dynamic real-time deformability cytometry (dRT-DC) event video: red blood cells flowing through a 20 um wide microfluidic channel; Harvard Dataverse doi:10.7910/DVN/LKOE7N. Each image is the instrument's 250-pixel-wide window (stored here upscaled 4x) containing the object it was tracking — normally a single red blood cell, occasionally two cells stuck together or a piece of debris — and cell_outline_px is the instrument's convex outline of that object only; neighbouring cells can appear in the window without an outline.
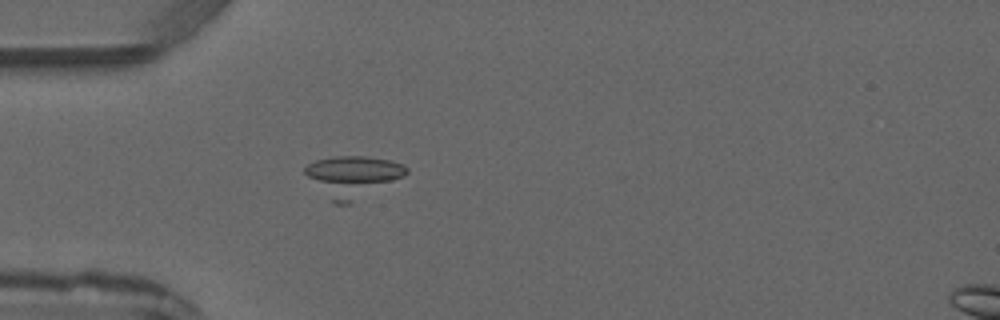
{"species": "common noctule bat (a hibernating species)", "species_latin": "Nyctalus noctula", "temperature_condition": "warm", "stored_images_in_passage": 5, "camera_frame_rate_fps": 3000, "um_per_image_px": 0.085, "animal": {"sex": "male", "forearm_length_mm": 52.5}, "frame": {"image": 1, "passage_image": 4, "time_ms": 3.333, "image_size_px": [1000, 320], "cell_outline_px": [[408, 172], [404, 176], [348, 204], [332, 204], [304, 172], [304, 168], [308, 164], [316, 160], [336, 156], [364, 156], [388, 160], [404, 164], [408, 168]], "centroid_in_image_um": [29.97, 14.99], "position_along_channel_um": 55.0, "area_um2": 24.04}}